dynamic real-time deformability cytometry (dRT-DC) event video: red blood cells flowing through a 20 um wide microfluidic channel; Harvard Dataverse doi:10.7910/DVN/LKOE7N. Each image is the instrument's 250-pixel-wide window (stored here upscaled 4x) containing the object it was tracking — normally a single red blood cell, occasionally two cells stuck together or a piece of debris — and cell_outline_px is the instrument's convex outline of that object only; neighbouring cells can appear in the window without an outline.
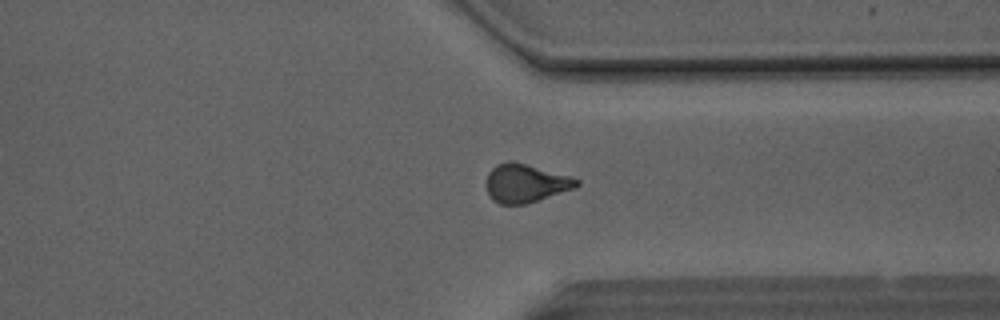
{"species": "Egyptian fruit bat (a non-hibernating species)", "species_latin": "Rousettus aegyptiacus", "temperature_condition": "room temperature", "stored_images_in_passage": 40, "camera_frame_rate_fps": 3000, "um_per_image_px": 0.085, "animal": {"sex": "male"}, "frame": {"image": 1, "passage_image": 30, "time_ms": 9.667, "image_size_px": [1000, 320], "cell_outline_px": [[580, 184], [576, 188], [524, 204], [500, 204], [492, 200], [488, 196], [488, 172], [496, 164], [508, 160], [512, 160], [572, 176], [580, 180]], "centroid_in_image_um": [44.7, 15.56], "position_along_channel_um": 366.7, "area_um2": 20.29}}
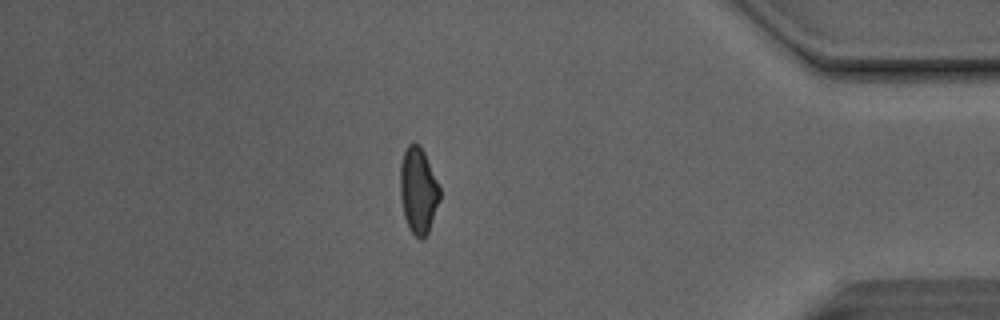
{"frame": {"image": 2, "passage_image": 35, "time_ms": 11.333, "image_size_px": [1000, 320], "cell_outline_px": [[440, 200], [428, 232], [424, 240], [420, 240], [408, 228], [404, 216], [400, 196], [400, 164], [404, 152], [408, 144], [420, 144], [424, 152], [440, 188]], "centroid_in_image_um": [35.55, 16.22], "position_along_channel_um": 399.7, "area_um2": 19.88}, "authors_computed_cell_mechanics": {"area_um2": 20.23, "velocity_mm_per_s": 4.1511, "shape_relaxation_time_tau1_ms": 7.5991, "shape_relaxation_time_tau2_ms": 1.6294, "deformation_change_tau1": 0.182, "deformation_change_tau2": 0.0841}}